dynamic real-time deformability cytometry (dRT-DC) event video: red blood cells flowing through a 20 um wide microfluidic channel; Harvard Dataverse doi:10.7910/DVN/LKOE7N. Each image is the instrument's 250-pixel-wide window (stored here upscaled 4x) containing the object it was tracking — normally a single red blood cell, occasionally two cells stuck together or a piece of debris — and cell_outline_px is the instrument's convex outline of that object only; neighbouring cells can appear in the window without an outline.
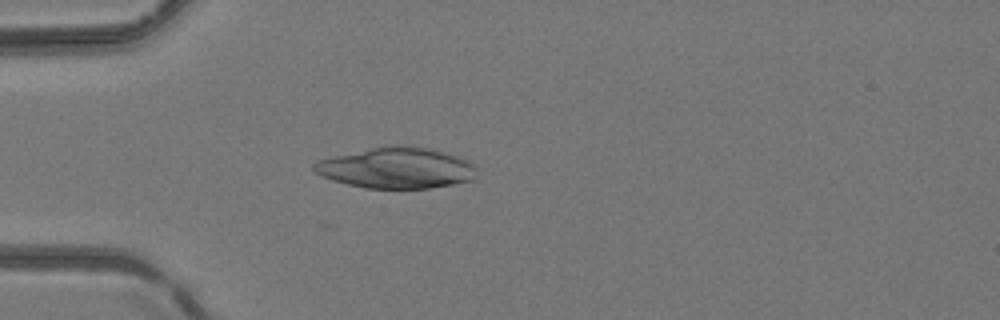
{"species": "common noctule bat (a hibernating species)", "species_latin": "Nyctalus noctula", "temperature_condition": "room temperature", "stored_images_in_passage": 2, "camera_frame_rate_fps": 3000, "um_per_image_px": 0.085, "animal": {"sex": "female", "body_mass_g": 24.6, "forearm_length_mm": 56.2}, "frame": {"image": 1, "passage_image": 2, "time_ms": 0.333, "image_size_px": [1000, 320], "cell_outline_px": [[476, 168], [472, 180], [452, 184], [428, 188], [364, 188], [332, 180], [312, 172], [312, 164], [316, 160], [388, 144], [400, 144], [428, 148], [444, 152], [468, 160], [476, 164]], "centroid_in_image_um": [33.66, 14.26], "position_along_channel_um": 51.3, "area_um2": 38.96}}